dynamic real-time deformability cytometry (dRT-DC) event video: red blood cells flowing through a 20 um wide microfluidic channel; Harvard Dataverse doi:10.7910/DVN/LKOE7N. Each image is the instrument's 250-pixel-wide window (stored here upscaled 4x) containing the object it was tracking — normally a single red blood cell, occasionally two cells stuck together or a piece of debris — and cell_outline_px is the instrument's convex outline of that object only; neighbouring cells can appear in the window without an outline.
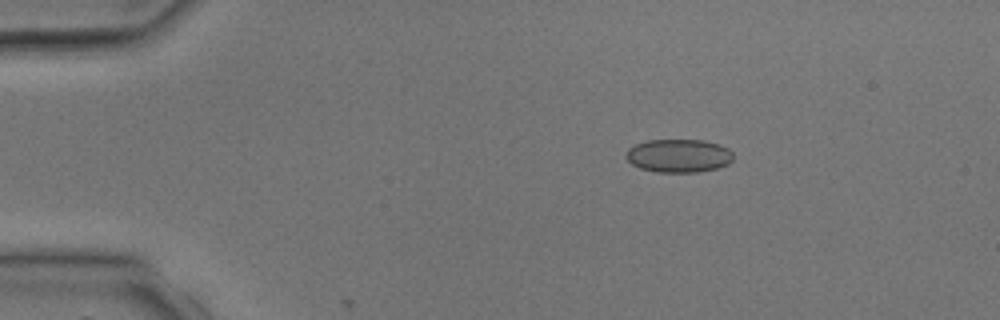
{"species": "common noctule bat (a hibernating species)", "species_latin": "Nyctalus noctula", "temperature_condition": "room temperature", "stored_images_in_passage": 3, "camera_frame_rate_fps": 3000, "um_per_image_px": 0.085, "animal": {"sex": "male", "body_mass_g": 17.9, "forearm_length_mm": 54.2}, "frame": {"image": 1, "passage_image": 1, "time_ms": 0.0, "image_size_px": [1000, 320], "cell_outline_px": [[732, 160], [728, 164], [716, 168], [700, 172], [656, 172], [640, 168], [632, 164], [624, 156], [624, 152], [628, 148], [636, 144], [648, 140], [704, 140], [720, 144], [728, 148], [732, 152]], "centroid_in_image_um": [57.67, 13.23], "position_along_channel_um": 27.3, "area_um2": 20.98}}
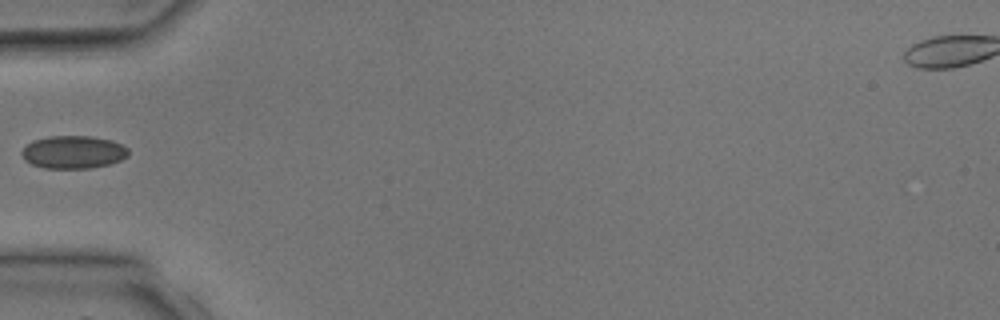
{"frame": {"image": 2, "passage_image": 3, "time_ms": 2.333, "image_size_px": [1000, 320], "cell_outline_px": [[128, 156], [120, 160], [108, 164], [88, 168], [44, 168], [32, 164], [24, 160], [20, 152], [32, 140], [48, 136], [92, 136], [112, 140], [128, 148]], "centroid_in_image_um": [6.21, 12.92], "position_along_channel_um": 78.8, "area_um2": 20.4}}